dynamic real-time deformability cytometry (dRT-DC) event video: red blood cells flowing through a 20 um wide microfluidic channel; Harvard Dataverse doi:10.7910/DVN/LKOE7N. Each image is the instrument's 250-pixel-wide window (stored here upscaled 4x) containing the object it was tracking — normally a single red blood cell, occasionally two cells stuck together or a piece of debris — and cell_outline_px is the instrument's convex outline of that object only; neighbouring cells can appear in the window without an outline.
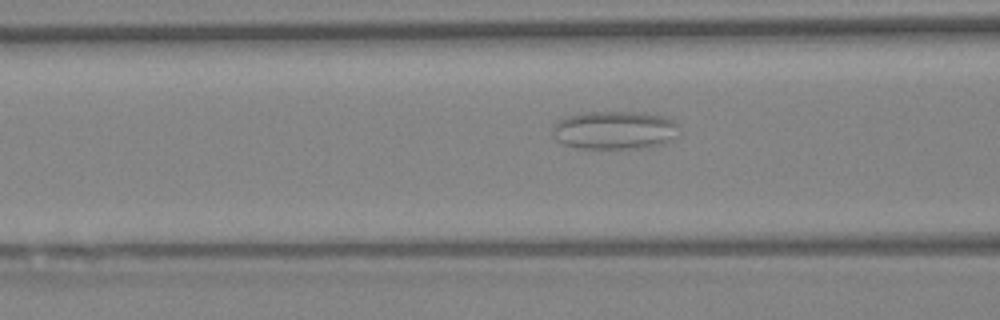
{"species": "Egyptian fruit bat (a non-hibernating species)", "species_latin": "Rousettus aegyptiacus", "temperature_condition": "warm", "stored_images_in_passage": 8, "segment_of_instrument_passage": [2, 2], "camera_frame_rate_fps": 3000, "um_per_image_px": 0.085, "animal": {"sex": "female"}, "frame": {"image": 1, "passage_image": 8, "time_ms": 2.333, "image_size_px": [1000, 320], "cell_outline_px": [[676, 124], [668, 140], [660, 144], [640, 148], [580, 148], [564, 144], [556, 140], [552, 136], [552, 128], [556, 120], [564, 116], [580, 112], [636, 112], [664, 116], [672, 120]], "centroid_in_image_um": [52.07, 11.04], "position_along_channel_um": 114.5, "area_um2": 27.86}}